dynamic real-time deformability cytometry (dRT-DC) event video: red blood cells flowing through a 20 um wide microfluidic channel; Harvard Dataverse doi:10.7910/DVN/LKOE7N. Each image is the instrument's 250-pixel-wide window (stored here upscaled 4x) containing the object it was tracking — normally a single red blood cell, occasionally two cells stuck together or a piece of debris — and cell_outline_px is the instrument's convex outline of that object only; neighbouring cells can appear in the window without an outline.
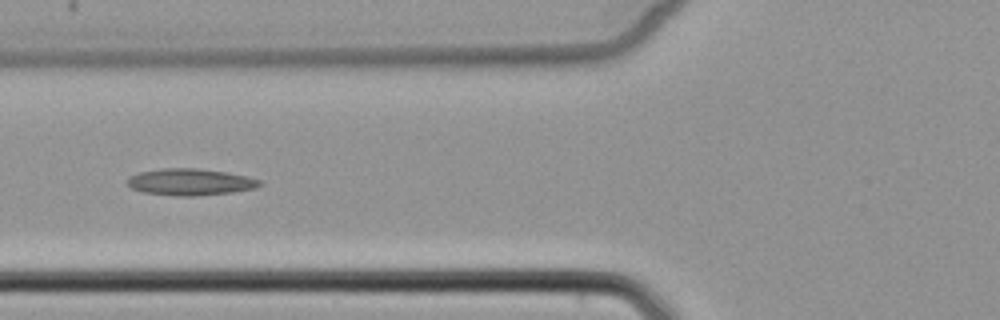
{"species": "common noctule bat (a hibernating species)", "species_latin": "Nyctalus noctula", "temperature_condition": "cold", "stored_images_in_passage": 5, "camera_frame_rate_fps": 3000, "um_per_image_px": 0.085, "animal": {"sex": "female", "body_mass_g": 22.7, "forearm_length_mm": 54.2}, "frame": {"image": 1, "passage_image": 5, "time_ms": 5.667, "image_size_px": [1000, 320], "cell_outline_px": [[264, 184], [256, 188], [232, 192], [196, 196], [176, 196], [144, 192], [132, 188], [128, 184], [128, 176], [140, 172], [160, 168], [196, 168], [224, 172], [248, 176], [260, 180]], "centroid_in_image_um": [16.19, 15.47], "position_along_channel_um": 109.6, "area_um2": 20.58}}